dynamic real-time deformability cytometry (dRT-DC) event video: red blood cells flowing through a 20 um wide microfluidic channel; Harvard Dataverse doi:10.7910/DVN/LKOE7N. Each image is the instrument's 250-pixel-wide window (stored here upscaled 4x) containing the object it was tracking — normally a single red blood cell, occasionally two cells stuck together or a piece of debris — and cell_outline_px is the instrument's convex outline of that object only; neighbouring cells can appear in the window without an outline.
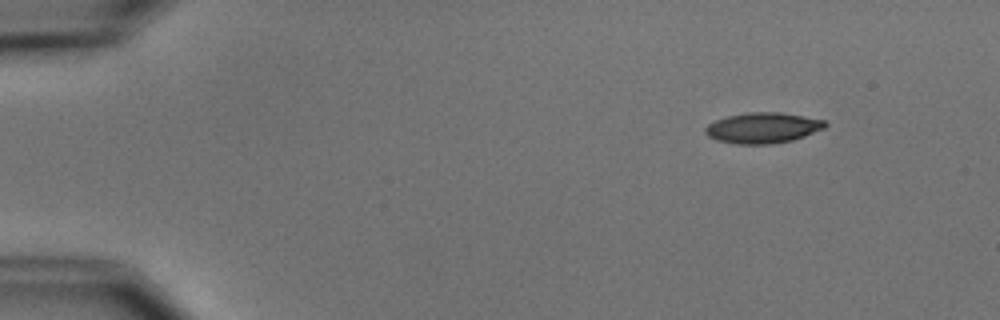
{"species": "common noctule bat (a hibernating species)", "species_latin": "Nyctalus noctula", "temperature_condition": "cold", "stored_images_in_passage": 3, "camera_frame_rate_fps": 3000, "um_per_image_px": 0.085, "animal": {"sex": "male", "body_mass_g": 15.6}, "frame": {"image": 1, "passage_image": 1, "time_ms": 0.0, "image_size_px": [1000, 320], "cell_outline_px": [[828, 124], [824, 128], [804, 136], [792, 140], [772, 144], [736, 144], [716, 140], [708, 136], [704, 132], [704, 128], [708, 124], [716, 120], [728, 116], [748, 112], [780, 112], [804, 116], [824, 120]], "centroid_in_image_um": [64.82, 10.87], "position_along_channel_um": 20.2, "area_um2": 21.39}}
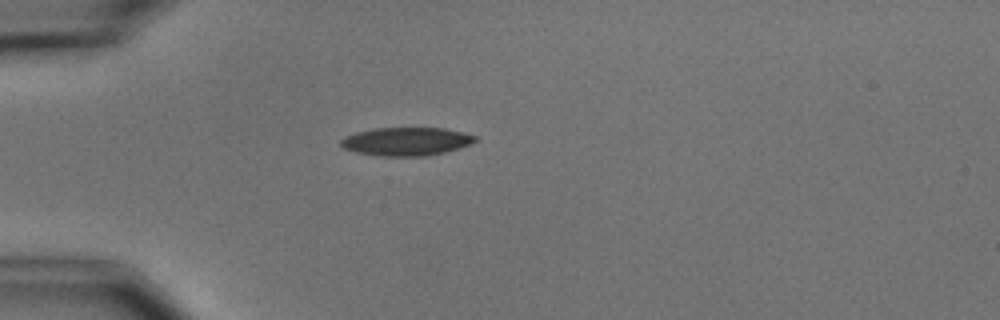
{"frame": {"image": 2, "passage_image": 3, "time_ms": 3.0, "image_size_px": [1000, 320], "cell_outline_px": [[476, 140], [460, 148], [428, 156], [376, 156], [356, 152], [344, 148], [340, 144], [340, 140], [344, 136], [356, 132], [376, 128], [444, 128], [476, 136]], "centroid_in_image_um": [34.49, 12.03], "position_along_channel_um": 50.5, "area_um2": 22.08}}